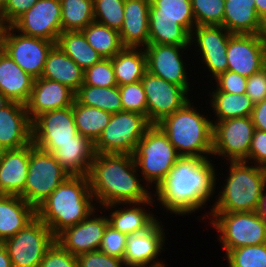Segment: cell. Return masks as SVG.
I'll list each match as a JSON object with an SVG mask.
<instances>
[{
    "instance_id": "6da1fadb",
    "label": "cell",
    "mask_w": 266,
    "mask_h": 267,
    "mask_svg": "<svg viewBox=\"0 0 266 267\" xmlns=\"http://www.w3.org/2000/svg\"><path fill=\"white\" fill-rule=\"evenodd\" d=\"M212 159L180 157L165 180L153 191L161 209L175 216L201 211L215 195L219 175ZM218 176V177H217ZM218 178V179H217ZM218 181V182H216Z\"/></svg>"
},
{
    "instance_id": "7a4b0ae2",
    "label": "cell",
    "mask_w": 266,
    "mask_h": 267,
    "mask_svg": "<svg viewBox=\"0 0 266 267\" xmlns=\"http://www.w3.org/2000/svg\"><path fill=\"white\" fill-rule=\"evenodd\" d=\"M139 174L131 154L96 153L87 176L98 208L150 200L152 190Z\"/></svg>"
},
{
    "instance_id": "3957f363",
    "label": "cell",
    "mask_w": 266,
    "mask_h": 267,
    "mask_svg": "<svg viewBox=\"0 0 266 267\" xmlns=\"http://www.w3.org/2000/svg\"><path fill=\"white\" fill-rule=\"evenodd\" d=\"M97 208L88 176L70 175L36 208V217L56 237L67 227L83 221Z\"/></svg>"
},
{
    "instance_id": "277c9868",
    "label": "cell",
    "mask_w": 266,
    "mask_h": 267,
    "mask_svg": "<svg viewBox=\"0 0 266 267\" xmlns=\"http://www.w3.org/2000/svg\"><path fill=\"white\" fill-rule=\"evenodd\" d=\"M191 97L181 109L164 117L157 125L167 135L180 157L213 158L212 119L208 113L200 112L195 107L193 95Z\"/></svg>"
},
{
    "instance_id": "5b68a950",
    "label": "cell",
    "mask_w": 266,
    "mask_h": 267,
    "mask_svg": "<svg viewBox=\"0 0 266 267\" xmlns=\"http://www.w3.org/2000/svg\"><path fill=\"white\" fill-rule=\"evenodd\" d=\"M224 183L216 192L210 212H252L258 209L263 187L266 185V168L250 165L246 161H229ZM228 174V175H227Z\"/></svg>"
},
{
    "instance_id": "8992f818",
    "label": "cell",
    "mask_w": 266,
    "mask_h": 267,
    "mask_svg": "<svg viewBox=\"0 0 266 267\" xmlns=\"http://www.w3.org/2000/svg\"><path fill=\"white\" fill-rule=\"evenodd\" d=\"M195 27L191 0H150L149 44L190 46Z\"/></svg>"
},
{
    "instance_id": "52a82bcc",
    "label": "cell",
    "mask_w": 266,
    "mask_h": 267,
    "mask_svg": "<svg viewBox=\"0 0 266 267\" xmlns=\"http://www.w3.org/2000/svg\"><path fill=\"white\" fill-rule=\"evenodd\" d=\"M133 157L143 181L153 191L165 180L180 158L167 135L157 124H152L146 130Z\"/></svg>"
},
{
    "instance_id": "ba28073f",
    "label": "cell",
    "mask_w": 266,
    "mask_h": 267,
    "mask_svg": "<svg viewBox=\"0 0 266 267\" xmlns=\"http://www.w3.org/2000/svg\"><path fill=\"white\" fill-rule=\"evenodd\" d=\"M210 226L217 233V240L223 252L266 243V226L256 211L252 212H210Z\"/></svg>"
},
{
    "instance_id": "9c48e42d",
    "label": "cell",
    "mask_w": 266,
    "mask_h": 267,
    "mask_svg": "<svg viewBox=\"0 0 266 267\" xmlns=\"http://www.w3.org/2000/svg\"><path fill=\"white\" fill-rule=\"evenodd\" d=\"M68 176L52 153L30 143L23 199L36 209Z\"/></svg>"
},
{
    "instance_id": "30bf717a",
    "label": "cell",
    "mask_w": 266,
    "mask_h": 267,
    "mask_svg": "<svg viewBox=\"0 0 266 267\" xmlns=\"http://www.w3.org/2000/svg\"><path fill=\"white\" fill-rule=\"evenodd\" d=\"M151 125L146 116L137 112L113 113L94 143L95 152L133 155L138 142Z\"/></svg>"
},
{
    "instance_id": "8fae6325",
    "label": "cell",
    "mask_w": 266,
    "mask_h": 267,
    "mask_svg": "<svg viewBox=\"0 0 266 267\" xmlns=\"http://www.w3.org/2000/svg\"><path fill=\"white\" fill-rule=\"evenodd\" d=\"M54 241L55 236L50 228L36 217L2 244L8 252L12 267H39Z\"/></svg>"
},
{
    "instance_id": "7c38bea8",
    "label": "cell",
    "mask_w": 266,
    "mask_h": 267,
    "mask_svg": "<svg viewBox=\"0 0 266 267\" xmlns=\"http://www.w3.org/2000/svg\"><path fill=\"white\" fill-rule=\"evenodd\" d=\"M255 127L251 116L213 123L212 155L229 161L248 162Z\"/></svg>"
},
{
    "instance_id": "4fadbf2b",
    "label": "cell",
    "mask_w": 266,
    "mask_h": 267,
    "mask_svg": "<svg viewBox=\"0 0 266 267\" xmlns=\"http://www.w3.org/2000/svg\"><path fill=\"white\" fill-rule=\"evenodd\" d=\"M141 83L146 94L147 119L151 124L159 123L191 100L188 95L192 94V87H181L167 82L148 71L145 72Z\"/></svg>"
},
{
    "instance_id": "5bb4252c",
    "label": "cell",
    "mask_w": 266,
    "mask_h": 267,
    "mask_svg": "<svg viewBox=\"0 0 266 267\" xmlns=\"http://www.w3.org/2000/svg\"><path fill=\"white\" fill-rule=\"evenodd\" d=\"M55 42L24 35L12 26H7L2 50L34 79L40 78L47 55Z\"/></svg>"
},
{
    "instance_id": "9a60e30c",
    "label": "cell",
    "mask_w": 266,
    "mask_h": 267,
    "mask_svg": "<svg viewBox=\"0 0 266 267\" xmlns=\"http://www.w3.org/2000/svg\"><path fill=\"white\" fill-rule=\"evenodd\" d=\"M231 33L223 26H196L190 37V46L200 55L204 71L214 80L227 70V48ZM197 49V50H196ZM199 52V53H198Z\"/></svg>"
},
{
    "instance_id": "2e32d148",
    "label": "cell",
    "mask_w": 266,
    "mask_h": 267,
    "mask_svg": "<svg viewBox=\"0 0 266 267\" xmlns=\"http://www.w3.org/2000/svg\"><path fill=\"white\" fill-rule=\"evenodd\" d=\"M227 70L250 77L266 66V39L259 34H231Z\"/></svg>"
},
{
    "instance_id": "e0dca14e",
    "label": "cell",
    "mask_w": 266,
    "mask_h": 267,
    "mask_svg": "<svg viewBox=\"0 0 266 267\" xmlns=\"http://www.w3.org/2000/svg\"><path fill=\"white\" fill-rule=\"evenodd\" d=\"M191 46H178L166 44H148L144 50L147 57V71L163 78L167 82L181 87H192L188 76L187 60L182 54ZM187 61V62H185Z\"/></svg>"
},
{
    "instance_id": "ac0fdd59",
    "label": "cell",
    "mask_w": 266,
    "mask_h": 267,
    "mask_svg": "<svg viewBox=\"0 0 266 267\" xmlns=\"http://www.w3.org/2000/svg\"><path fill=\"white\" fill-rule=\"evenodd\" d=\"M60 0H38L11 26L24 35L57 43L62 32Z\"/></svg>"
},
{
    "instance_id": "d6986e66",
    "label": "cell",
    "mask_w": 266,
    "mask_h": 267,
    "mask_svg": "<svg viewBox=\"0 0 266 267\" xmlns=\"http://www.w3.org/2000/svg\"><path fill=\"white\" fill-rule=\"evenodd\" d=\"M67 142H92L77 132L73 105L42 113L32 121V143Z\"/></svg>"
},
{
    "instance_id": "ffe728a7",
    "label": "cell",
    "mask_w": 266,
    "mask_h": 267,
    "mask_svg": "<svg viewBox=\"0 0 266 267\" xmlns=\"http://www.w3.org/2000/svg\"><path fill=\"white\" fill-rule=\"evenodd\" d=\"M99 210L102 215L98 214ZM103 212V209L97 208L80 223L60 232L55 240L74 256L98 250L109 224L107 213L103 215Z\"/></svg>"
},
{
    "instance_id": "44dd1931",
    "label": "cell",
    "mask_w": 266,
    "mask_h": 267,
    "mask_svg": "<svg viewBox=\"0 0 266 267\" xmlns=\"http://www.w3.org/2000/svg\"><path fill=\"white\" fill-rule=\"evenodd\" d=\"M161 217L146 231L129 235L123 260L126 267L152 266L164 263L160 257L165 251V240L167 239L164 222ZM164 247V248H163Z\"/></svg>"
},
{
    "instance_id": "7402d4cb",
    "label": "cell",
    "mask_w": 266,
    "mask_h": 267,
    "mask_svg": "<svg viewBox=\"0 0 266 267\" xmlns=\"http://www.w3.org/2000/svg\"><path fill=\"white\" fill-rule=\"evenodd\" d=\"M154 203L156 201L153 196L148 201L113 203L101 209L106 213L108 212L107 217L110 226L129 236L148 230L158 220V216L149 210L150 207L156 206Z\"/></svg>"
},
{
    "instance_id": "603a6c76",
    "label": "cell",
    "mask_w": 266,
    "mask_h": 267,
    "mask_svg": "<svg viewBox=\"0 0 266 267\" xmlns=\"http://www.w3.org/2000/svg\"><path fill=\"white\" fill-rule=\"evenodd\" d=\"M75 92L59 82L36 78L31 95L25 104L31 121L42 113L68 108L73 105Z\"/></svg>"
},
{
    "instance_id": "cb8c5ba5",
    "label": "cell",
    "mask_w": 266,
    "mask_h": 267,
    "mask_svg": "<svg viewBox=\"0 0 266 267\" xmlns=\"http://www.w3.org/2000/svg\"><path fill=\"white\" fill-rule=\"evenodd\" d=\"M32 143V121L22 103L11 101L0 109V150L18 149Z\"/></svg>"
},
{
    "instance_id": "d4e9b609",
    "label": "cell",
    "mask_w": 266,
    "mask_h": 267,
    "mask_svg": "<svg viewBox=\"0 0 266 267\" xmlns=\"http://www.w3.org/2000/svg\"><path fill=\"white\" fill-rule=\"evenodd\" d=\"M33 144L41 150L52 153L69 175L87 176L96 155L93 142Z\"/></svg>"
},
{
    "instance_id": "484cf974",
    "label": "cell",
    "mask_w": 266,
    "mask_h": 267,
    "mask_svg": "<svg viewBox=\"0 0 266 267\" xmlns=\"http://www.w3.org/2000/svg\"><path fill=\"white\" fill-rule=\"evenodd\" d=\"M30 144L0 151V194L23 198L29 167Z\"/></svg>"
},
{
    "instance_id": "4316f807",
    "label": "cell",
    "mask_w": 266,
    "mask_h": 267,
    "mask_svg": "<svg viewBox=\"0 0 266 267\" xmlns=\"http://www.w3.org/2000/svg\"><path fill=\"white\" fill-rule=\"evenodd\" d=\"M149 8L150 0H125L119 32L124 47L145 48L149 44Z\"/></svg>"
},
{
    "instance_id": "83f0119b",
    "label": "cell",
    "mask_w": 266,
    "mask_h": 267,
    "mask_svg": "<svg viewBox=\"0 0 266 267\" xmlns=\"http://www.w3.org/2000/svg\"><path fill=\"white\" fill-rule=\"evenodd\" d=\"M222 26L231 34L264 35L265 32L255 0H226Z\"/></svg>"
},
{
    "instance_id": "f1b7e54d",
    "label": "cell",
    "mask_w": 266,
    "mask_h": 267,
    "mask_svg": "<svg viewBox=\"0 0 266 267\" xmlns=\"http://www.w3.org/2000/svg\"><path fill=\"white\" fill-rule=\"evenodd\" d=\"M36 218V209L17 195L0 194V243Z\"/></svg>"
},
{
    "instance_id": "f546056e",
    "label": "cell",
    "mask_w": 266,
    "mask_h": 267,
    "mask_svg": "<svg viewBox=\"0 0 266 267\" xmlns=\"http://www.w3.org/2000/svg\"><path fill=\"white\" fill-rule=\"evenodd\" d=\"M34 78L26 73L3 50H0V92L10 101L26 104Z\"/></svg>"
},
{
    "instance_id": "4dcf8cb0",
    "label": "cell",
    "mask_w": 266,
    "mask_h": 267,
    "mask_svg": "<svg viewBox=\"0 0 266 267\" xmlns=\"http://www.w3.org/2000/svg\"><path fill=\"white\" fill-rule=\"evenodd\" d=\"M41 77L59 82L76 92L83 84L84 70L55 44L47 55Z\"/></svg>"
},
{
    "instance_id": "1f68e13d",
    "label": "cell",
    "mask_w": 266,
    "mask_h": 267,
    "mask_svg": "<svg viewBox=\"0 0 266 267\" xmlns=\"http://www.w3.org/2000/svg\"><path fill=\"white\" fill-rule=\"evenodd\" d=\"M112 65L118 86L141 81L147 71L145 50L124 47L112 58Z\"/></svg>"
},
{
    "instance_id": "d6a6232c",
    "label": "cell",
    "mask_w": 266,
    "mask_h": 267,
    "mask_svg": "<svg viewBox=\"0 0 266 267\" xmlns=\"http://www.w3.org/2000/svg\"><path fill=\"white\" fill-rule=\"evenodd\" d=\"M213 123L228 119L251 116L254 103L246 94H233L226 92H208Z\"/></svg>"
},
{
    "instance_id": "836d02e7",
    "label": "cell",
    "mask_w": 266,
    "mask_h": 267,
    "mask_svg": "<svg viewBox=\"0 0 266 267\" xmlns=\"http://www.w3.org/2000/svg\"><path fill=\"white\" fill-rule=\"evenodd\" d=\"M56 44L84 71L103 59L82 31L61 32Z\"/></svg>"
},
{
    "instance_id": "e575fe53",
    "label": "cell",
    "mask_w": 266,
    "mask_h": 267,
    "mask_svg": "<svg viewBox=\"0 0 266 267\" xmlns=\"http://www.w3.org/2000/svg\"><path fill=\"white\" fill-rule=\"evenodd\" d=\"M73 115L77 132L95 143L108 125L112 113L79 104L74 100Z\"/></svg>"
},
{
    "instance_id": "d590c367",
    "label": "cell",
    "mask_w": 266,
    "mask_h": 267,
    "mask_svg": "<svg viewBox=\"0 0 266 267\" xmlns=\"http://www.w3.org/2000/svg\"><path fill=\"white\" fill-rule=\"evenodd\" d=\"M75 100L79 104L96 107L112 114L123 111L119 86L103 88L82 84L75 92Z\"/></svg>"
},
{
    "instance_id": "8d00e7d4",
    "label": "cell",
    "mask_w": 266,
    "mask_h": 267,
    "mask_svg": "<svg viewBox=\"0 0 266 267\" xmlns=\"http://www.w3.org/2000/svg\"><path fill=\"white\" fill-rule=\"evenodd\" d=\"M82 32L102 58L111 59L124 48L119 32L106 25L93 21Z\"/></svg>"
},
{
    "instance_id": "74e56055",
    "label": "cell",
    "mask_w": 266,
    "mask_h": 267,
    "mask_svg": "<svg viewBox=\"0 0 266 267\" xmlns=\"http://www.w3.org/2000/svg\"><path fill=\"white\" fill-rule=\"evenodd\" d=\"M62 32L82 31L94 21L93 0H60Z\"/></svg>"
},
{
    "instance_id": "f35d334b",
    "label": "cell",
    "mask_w": 266,
    "mask_h": 267,
    "mask_svg": "<svg viewBox=\"0 0 266 267\" xmlns=\"http://www.w3.org/2000/svg\"><path fill=\"white\" fill-rule=\"evenodd\" d=\"M224 255L228 267H266V243L238 247Z\"/></svg>"
},
{
    "instance_id": "ab89813d",
    "label": "cell",
    "mask_w": 266,
    "mask_h": 267,
    "mask_svg": "<svg viewBox=\"0 0 266 267\" xmlns=\"http://www.w3.org/2000/svg\"><path fill=\"white\" fill-rule=\"evenodd\" d=\"M125 0H93L94 21L120 32Z\"/></svg>"
},
{
    "instance_id": "60d3db41",
    "label": "cell",
    "mask_w": 266,
    "mask_h": 267,
    "mask_svg": "<svg viewBox=\"0 0 266 267\" xmlns=\"http://www.w3.org/2000/svg\"><path fill=\"white\" fill-rule=\"evenodd\" d=\"M196 26H222L224 0H191Z\"/></svg>"
},
{
    "instance_id": "b9f144b4",
    "label": "cell",
    "mask_w": 266,
    "mask_h": 267,
    "mask_svg": "<svg viewBox=\"0 0 266 267\" xmlns=\"http://www.w3.org/2000/svg\"><path fill=\"white\" fill-rule=\"evenodd\" d=\"M83 85L103 88L118 86L112 65V58H103L100 62L86 69L84 71Z\"/></svg>"
},
{
    "instance_id": "7bdbcfd3",
    "label": "cell",
    "mask_w": 266,
    "mask_h": 267,
    "mask_svg": "<svg viewBox=\"0 0 266 267\" xmlns=\"http://www.w3.org/2000/svg\"><path fill=\"white\" fill-rule=\"evenodd\" d=\"M123 111L137 112L147 117L146 94L141 81L119 86Z\"/></svg>"
},
{
    "instance_id": "ee69618b",
    "label": "cell",
    "mask_w": 266,
    "mask_h": 267,
    "mask_svg": "<svg viewBox=\"0 0 266 267\" xmlns=\"http://www.w3.org/2000/svg\"><path fill=\"white\" fill-rule=\"evenodd\" d=\"M128 235L107 225L98 250L109 256L123 259Z\"/></svg>"
},
{
    "instance_id": "f6af8a7d",
    "label": "cell",
    "mask_w": 266,
    "mask_h": 267,
    "mask_svg": "<svg viewBox=\"0 0 266 267\" xmlns=\"http://www.w3.org/2000/svg\"><path fill=\"white\" fill-rule=\"evenodd\" d=\"M39 267H78L77 256L65 250L56 240L47 249Z\"/></svg>"
},
{
    "instance_id": "bcb514c9",
    "label": "cell",
    "mask_w": 266,
    "mask_h": 267,
    "mask_svg": "<svg viewBox=\"0 0 266 267\" xmlns=\"http://www.w3.org/2000/svg\"><path fill=\"white\" fill-rule=\"evenodd\" d=\"M216 86L212 85V89L209 92H226L233 94H245L247 78L241 76L238 73H234L226 70L214 79Z\"/></svg>"
},
{
    "instance_id": "7dc6e473",
    "label": "cell",
    "mask_w": 266,
    "mask_h": 267,
    "mask_svg": "<svg viewBox=\"0 0 266 267\" xmlns=\"http://www.w3.org/2000/svg\"><path fill=\"white\" fill-rule=\"evenodd\" d=\"M77 260L78 267H126L123 259L109 256L100 250L80 254Z\"/></svg>"
},
{
    "instance_id": "c3c4849f",
    "label": "cell",
    "mask_w": 266,
    "mask_h": 267,
    "mask_svg": "<svg viewBox=\"0 0 266 267\" xmlns=\"http://www.w3.org/2000/svg\"><path fill=\"white\" fill-rule=\"evenodd\" d=\"M245 94L254 104L266 99V66L247 78Z\"/></svg>"
},
{
    "instance_id": "681fc988",
    "label": "cell",
    "mask_w": 266,
    "mask_h": 267,
    "mask_svg": "<svg viewBox=\"0 0 266 267\" xmlns=\"http://www.w3.org/2000/svg\"><path fill=\"white\" fill-rule=\"evenodd\" d=\"M248 162L266 168V131L254 130L248 152Z\"/></svg>"
},
{
    "instance_id": "f907efd6",
    "label": "cell",
    "mask_w": 266,
    "mask_h": 267,
    "mask_svg": "<svg viewBox=\"0 0 266 267\" xmlns=\"http://www.w3.org/2000/svg\"><path fill=\"white\" fill-rule=\"evenodd\" d=\"M38 0H7L5 7L0 11V16L7 26H11L26 11L31 9Z\"/></svg>"
},
{
    "instance_id": "816d5d0a",
    "label": "cell",
    "mask_w": 266,
    "mask_h": 267,
    "mask_svg": "<svg viewBox=\"0 0 266 267\" xmlns=\"http://www.w3.org/2000/svg\"><path fill=\"white\" fill-rule=\"evenodd\" d=\"M251 118L255 129L266 131V99L254 104Z\"/></svg>"
},
{
    "instance_id": "f5cc1de1",
    "label": "cell",
    "mask_w": 266,
    "mask_h": 267,
    "mask_svg": "<svg viewBox=\"0 0 266 267\" xmlns=\"http://www.w3.org/2000/svg\"><path fill=\"white\" fill-rule=\"evenodd\" d=\"M256 212L260 216L261 221L266 226V185L262 189L258 209L256 210Z\"/></svg>"
},
{
    "instance_id": "db71d44e",
    "label": "cell",
    "mask_w": 266,
    "mask_h": 267,
    "mask_svg": "<svg viewBox=\"0 0 266 267\" xmlns=\"http://www.w3.org/2000/svg\"><path fill=\"white\" fill-rule=\"evenodd\" d=\"M257 15L266 25V0H255Z\"/></svg>"
},
{
    "instance_id": "11a10c76",
    "label": "cell",
    "mask_w": 266,
    "mask_h": 267,
    "mask_svg": "<svg viewBox=\"0 0 266 267\" xmlns=\"http://www.w3.org/2000/svg\"><path fill=\"white\" fill-rule=\"evenodd\" d=\"M0 267H12L8 252L2 243H0Z\"/></svg>"
},
{
    "instance_id": "9f6ffc18",
    "label": "cell",
    "mask_w": 266,
    "mask_h": 267,
    "mask_svg": "<svg viewBox=\"0 0 266 267\" xmlns=\"http://www.w3.org/2000/svg\"><path fill=\"white\" fill-rule=\"evenodd\" d=\"M6 28H7V25L4 22V19L0 16V50H2L3 37H4Z\"/></svg>"
},
{
    "instance_id": "6f0895ef",
    "label": "cell",
    "mask_w": 266,
    "mask_h": 267,
    "mask_svg": "<svg viewBox=\"0 0 266 267\" xmlns=\"http://www.w3.org/2000/svg\"><path fill=\"white\" fill-rule=\"evenodd\" d=\"M11 101L0 92V109L7 106Z\"/></svg>"
},
{
    "instance_id": "680465c9",
    "label": "cell",
    "mask_w": 266,
    "mask_h": 267,
    "mask_svg": "<svg viewBox=\"0 0 266 267\" xmlns=\"http://www.w3.org/2000/svg\"><path fill=\"white\" fill-rule=\"evenodd\" d=\"M167 265L165 263L152 265V266H133V267H166Z\"/></svg>"
},
{
    "instance_id": "91938a15",
    "label": "cell",
    "mask_w": 266,
    "mask_h": 267,
    "mask_svg": "<svg viewBox=\"0 0 266 267\" xmlns=\"http://www.w3.org/2000/svg\"><path fill=\"white\" fill-rule=\"evenodd\" d=\"M7 0H0V11L5 7Z\"/></svg>"
},
{
    "instance_id": "94428289",
    "label": "cell",
    "mask_w": 266,
    "mask_h": 267,
    "mask_svg": "<svg viewBox=\"0 0 266 267\" xmlns=\"http://www.w3.org/2000/svg\"><path fill=\"white\" fill-rule=\"evenodd\" d=\"M264 36H265V39H266V25H265V32H264Z\"/></svg>"
}]
</instances>
